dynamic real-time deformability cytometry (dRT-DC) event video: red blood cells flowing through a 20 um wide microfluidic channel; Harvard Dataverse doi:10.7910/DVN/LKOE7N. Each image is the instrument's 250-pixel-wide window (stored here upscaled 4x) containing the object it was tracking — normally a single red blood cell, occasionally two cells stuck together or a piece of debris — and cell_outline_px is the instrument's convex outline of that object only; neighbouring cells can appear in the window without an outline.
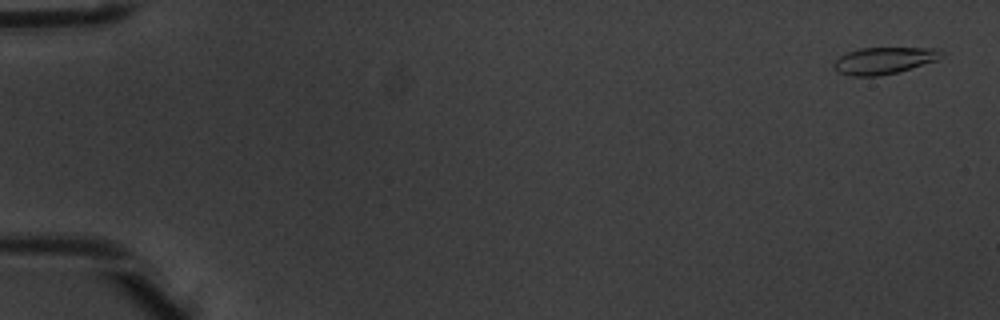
{"species": "common noctule bat (a hibernating species)", "species_latin": "Nyctalus noctula", "temperature_condition": "warm", "stored_images_in_passage": 4, "camera_frame_rate_fps": 3000, "um_per_image_px": 0.085, "animal": {"sex": "male", "body_mass_g": 20.1, "forearm_length_mm": 53.5}, "frame": {"image": 1, "passage_image": 1, "time_ms": 0.0, "image_size_px": [1000, 320], "cell_outline_px": [[944, 56], [936, 60], [896, 72], [880, 76], [852, 76], [840, 72], [832, 64], [840, 56], [848, 52], [860, 48], [936, 48], [944, 52]], "centroid_in_image_um": [75.15, 5.14], "position_along_channel_um": 9.8, "area_um2": 16.53}}